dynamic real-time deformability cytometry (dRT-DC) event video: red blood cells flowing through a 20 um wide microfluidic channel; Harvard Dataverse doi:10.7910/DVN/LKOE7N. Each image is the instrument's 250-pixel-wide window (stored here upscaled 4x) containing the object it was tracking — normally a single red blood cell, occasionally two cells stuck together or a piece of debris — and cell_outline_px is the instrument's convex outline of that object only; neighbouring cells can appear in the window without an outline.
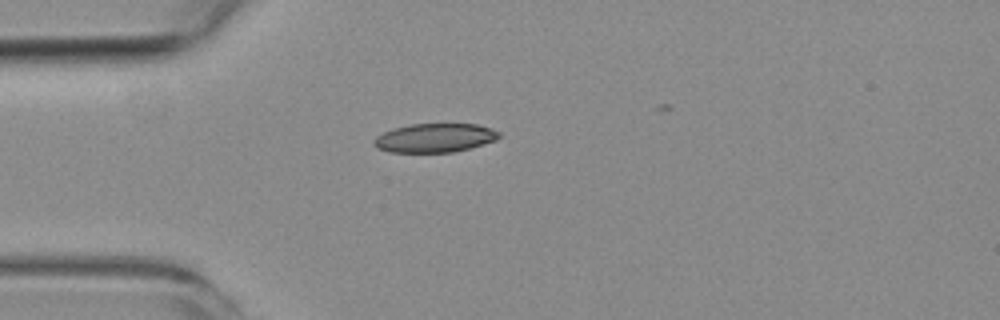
{"species": "common noctule bat (a hibernating species)", "species_latin": "Nyctalus noctula", "temperature_condition": "room temperature", "stored_images_in_passage": 1, "camera_frame_rate_fps": 3000, "um_per_image_px": 0.085, "animal": {"sex": "female", "body_mass_g": 19.3, "forearm_length_mm": 54.1}, "frame": {"image": 1, "passage_image": 1, "time_ms": 0.0, "image_size_px": [1000, 320], "cell_outline_px": [[500, 136], [496, 140], [468, 148], [452, 152], [388, 152], [376, 148], [372, 144], [372, 140], [376, 136], [384, 132], [396, 128], [412, 124], [476, 124], [492, 128], [500, 132]], "centroid_in_image_um": [36.93, 11.72], "position_along_channel_um": 48.1, "area_um2": 20.98}}